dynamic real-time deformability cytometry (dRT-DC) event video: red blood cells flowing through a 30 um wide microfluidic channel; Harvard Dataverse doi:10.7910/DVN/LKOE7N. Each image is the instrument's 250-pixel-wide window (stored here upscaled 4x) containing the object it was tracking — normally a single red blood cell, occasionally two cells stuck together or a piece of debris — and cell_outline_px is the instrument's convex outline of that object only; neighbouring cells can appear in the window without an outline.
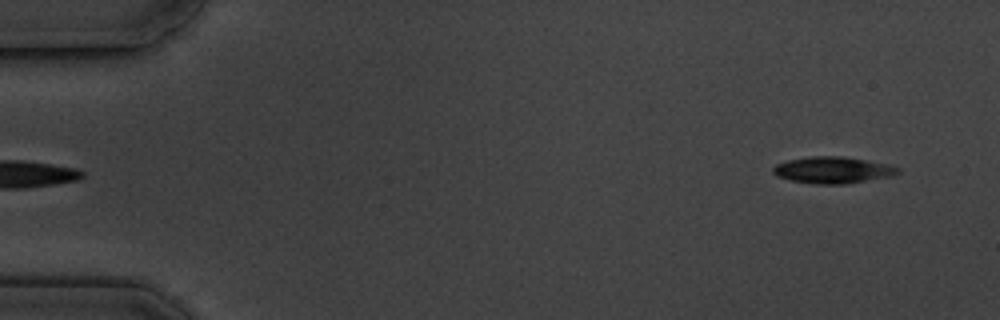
{"species": "common noctule bat (a hibernating species)", "species_latin": "Nyctalus noctula", "temperature_condition": "cold", "stored_images_in_passage": 7, "camera_frame_rate_fps": 3000, "um_per_image_px": 0.085, "animal": {"sex": "male", "body_mass_g": 19.5, "forearm_length_mm": 54.6}, "frame": {"image": 1, "passage_image": 7, "time_ms": 7.667, "image_size_px": [1000, 320], "cell_outline_px": [[900, 172], [892, 176], [844, 184], [816, 184], [792, 180], [776, 176], [772, 172], [772, 168], [776, 164], [788, 160], [808, 156], [840, 156], [888, 164], [900, 168]], "centroid_in_image_um": [70.77, 14.45], "position_along_channel_um": 14.2, "area_um2": 19.25}}